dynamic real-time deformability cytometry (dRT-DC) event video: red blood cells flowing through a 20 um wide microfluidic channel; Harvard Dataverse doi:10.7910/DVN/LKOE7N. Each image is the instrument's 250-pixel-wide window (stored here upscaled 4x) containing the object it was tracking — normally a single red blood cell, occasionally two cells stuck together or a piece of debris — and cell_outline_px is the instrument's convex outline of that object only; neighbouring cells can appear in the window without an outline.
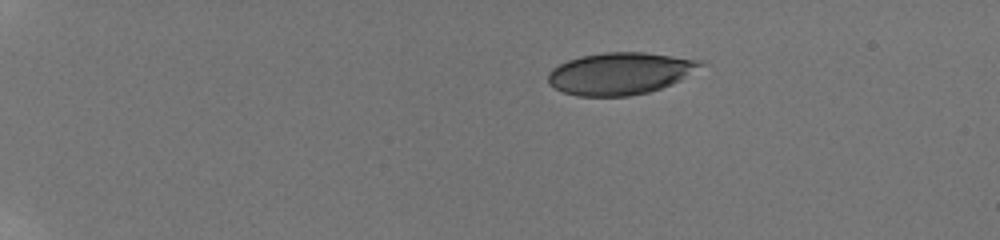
{"species": "human", "species_latin": "Homo sapiens", "temperature_condition": "room temperature", "stored_images_in_passage": 45, "camera_frame_rate_fps": 3000, "um_per_image_px": 0.085, "donor": {"sex": "male"}, "frame": {"image": 1, "passage_image": 1, "time_ms": 0.0, "image_size_px": [1000, 240], "cell_outline_px": [[708, 64], [680, 80], [672, 84], [648, 92], [628, 96], [576, 96], [564, 92], [548, 84], [548, 72], [552, 68], [568, 60], [580, 56], [604, 52], [644, 52], [704, 60]], "centroid_in_image_um": [52.75, 6.23], "position_along_channel_um": 32.3, "area_um2": 37.63}}
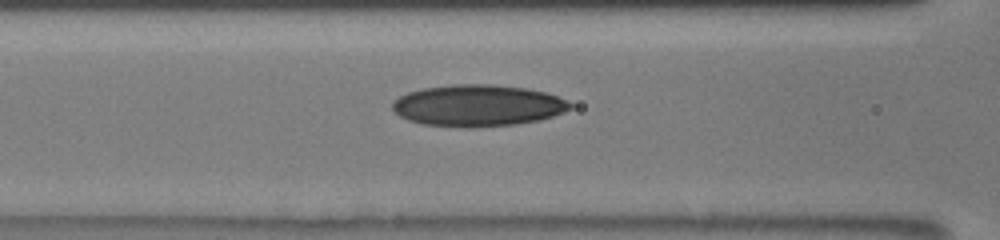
{"frame": {"image": 2, "passage_image": 17, "time_ms": 5.333, "image_size_px": [1000, 240], "cell_outline_px": [[572, 108], [564, 112], [540, 120], [516, 124], [472, 128], [468, 128], [424, 124], [408, 120], [400, 116], [392, 108], [392, 100], [408, 92], [424, 88], [452, 84], [492, 84], [524, 88], [544, 92], [568, 100], [572, 104]], "centroid_in_image_um": [40.61, 8.97], "position_along_channel_um": 126.0, "area_um2": 43.18}}
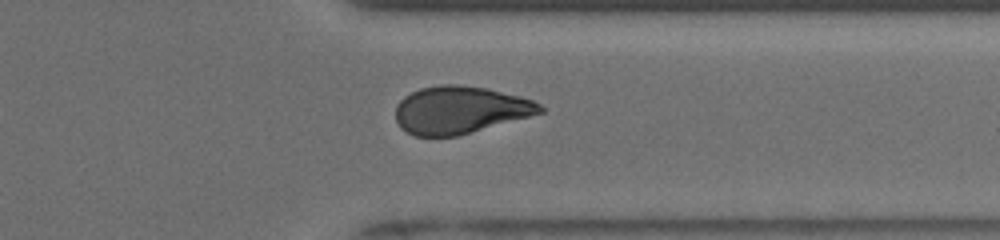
{"frame": {"image": 3, "passage_image": 36, "time_ms": 11.667, "image_size_px": [1000, 240], "cell_outline_px": [[544, 112], [456, 136], [416, 136], [400, 128], [396, 120], [396, 104], [404, 96], [420, 88], [444, 84], [456, 84], [484, 88], [520, 96], [532, 100], [540, 104], [544, 108]], "centroid_in_image_um": [39.07, 9.34], "position_along_channel_um": 372.3, "area_um2": 39.59}, "authors_computed_cell_mechanics": {"area_um2": 40.46, "velocity_mm_per_s": 3.8879, "shape_relaxation_time_tau1_ms": 7.8885, "shape_relaxation_time_tau2_ms": 3.9141, "deformation_change_tau1": 0.1878, "deformation_change_tau2": 0.1065}}